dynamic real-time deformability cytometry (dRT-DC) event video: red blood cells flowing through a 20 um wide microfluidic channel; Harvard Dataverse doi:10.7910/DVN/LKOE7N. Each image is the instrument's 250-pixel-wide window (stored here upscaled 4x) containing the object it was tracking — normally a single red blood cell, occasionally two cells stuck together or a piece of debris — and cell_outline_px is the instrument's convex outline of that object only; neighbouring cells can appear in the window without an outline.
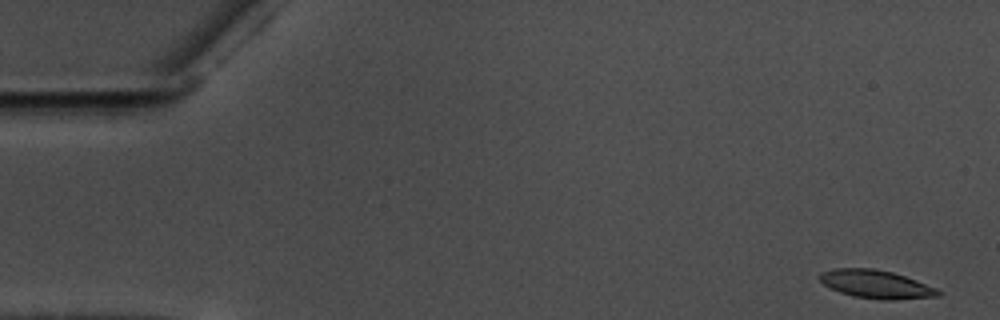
{"species": "common noctule bat (a hibernating species)", "species_latin": "Nyctalus noctula", "temperature_condition": "warm", "stored_images_in_passage": 56, "camera_frame_rate_fps": 3000, "um_per_image_px": 0.085, "animal": {"sex": "male", "body_mass_g": 17.5, "forearm_length_mm": 52.3}, "frame": {"image": 1, "passage_image": 1, "time_ms": 0.0, "image_size_px": [1000, 320], "cell_outline_px": [[944, 292], [940, 296], [892, 300], [884, 300], [852, 296], [840, 292], [824, 284], [820, 280], [820, 272], [836, 268], [872, 268], [892, 272], [916, 280], [936, 288]], "centroid_in_image_um": [74.5, 24.16], "position_along_channel_um": 10.5, "area_um2": 19.42}}
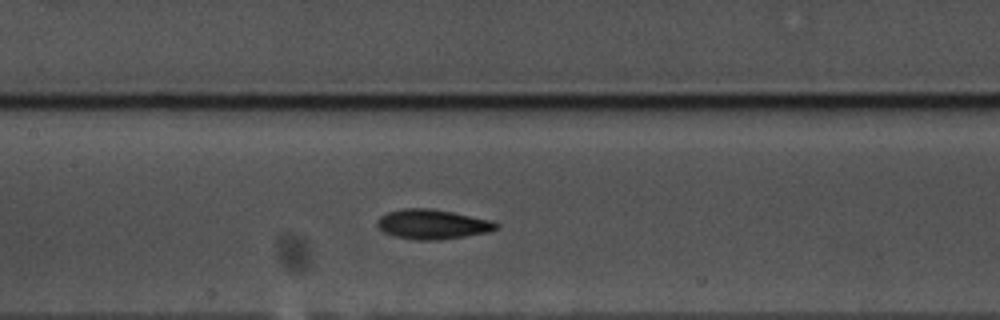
{"frame": {"image": 2, "passage_image": 26, "time_ms": 8.333, "image_size_px": [1000, 320], "cell_outline_px": [[500, 224], [496, 228], [488, 232], [440, 240], [412, 240], [396, 236], [384, 232], [376, 224], [376, 220], [380, 216], [388, 212], [404, 208], [432, 208], [492, 220]], "centroid_in_image_um": [36.74, 19.06], "position_along_channel_um": 170.7, "area_um2": 20.58}}
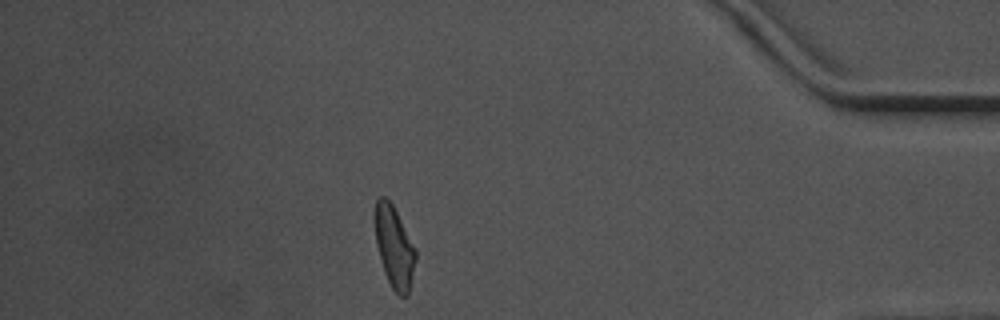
{"frame": {"image": 3, "passage_image": 49, "time_ms": 16.0, "image_size_px": [1000, 320], "cell_outline_px": [[416, 260], [408, 296], [400, 296], [392, 288], [384, 272], [376, 244], [372, 220], [372, 212], [376, 200], [380, 196], [384, 196], [392, 204], [416, 248]], "centroid_in_image_um": [33.47, 20.94], "position_along_channel_um": 401.7, "area_um2": 19.77}, "authors_computed_cell_mechanics": {"area_um2": 19.7387, "velocity_mm_per_s": 3.5661, "shape_relaxation_time_tau1_ms": 7.85, "shape_relaxation_time_tau2_ms": 3.7822, "deformation_change_tau1": 0.2014, "deformation_change_tau2": 0.1013}}